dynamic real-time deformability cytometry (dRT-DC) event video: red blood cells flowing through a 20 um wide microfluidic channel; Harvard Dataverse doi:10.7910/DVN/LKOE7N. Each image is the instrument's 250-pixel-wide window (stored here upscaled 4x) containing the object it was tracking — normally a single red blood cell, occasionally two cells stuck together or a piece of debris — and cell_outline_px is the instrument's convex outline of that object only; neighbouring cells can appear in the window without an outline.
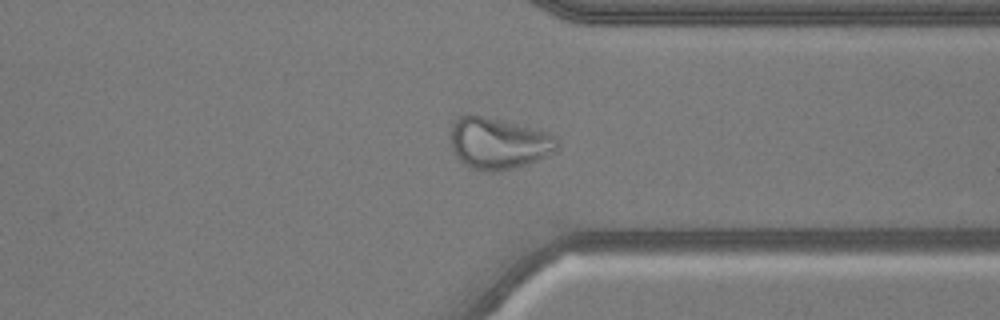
{"species": "common noctule bat (a hibernating species)", "species_latin": "Nyctalus noctula", "temperature_condition": "warm", "stored_images_in_passage": 48, "camera_frame_rate_fps": 3000, "um_per_image_px": 0.085, "animal": {"sex": "male", "body_mass_g": 20.5, "forearm_length_mm": 52.5}, "frame": {"image": 1, "passage_image": 36, "time_ms": 11.667, "image_size_px": [1000, 320], "cell_outline_px": [[560, 140], [556, 152], [536, 160], [512, 168], [496, 172], [488, 172], [472, 168], [464, 164], [456, 156], [448, 144], [448, 132], [456, 116], [468, 112], [548, 132], [556, 136]], "centroid_in_image_um": [42.29, 12.15], "position_along_channel_um": 369.1, "area_um2": 32.66}}
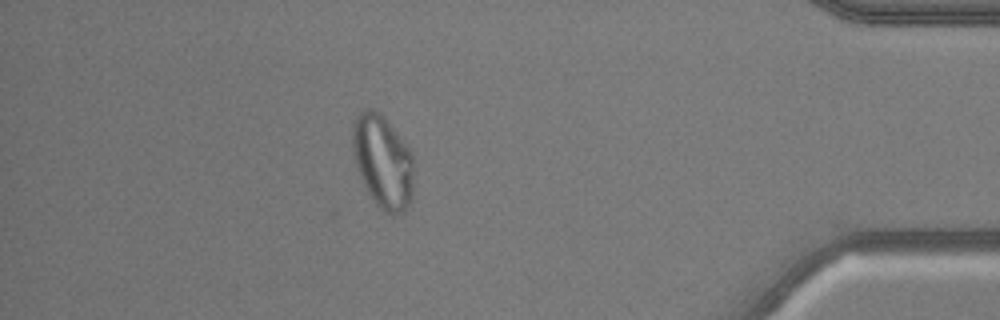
{"frame": {"image": 2, "passage_image": 42, "time_ms": 13.667, "image_size_px": [1000, 320], "cell_outline_px": [[412, 196], [404, 212], [392, 216], [384, 212], [372, 200], [356, 168], [352, 152], [352, 120], [364, 108], [372, 108], [384, 116], [412, 152]], "centroid_in_image_um": [32.5, 13.72], "position_along_channel_um": 402.7, "area_um2": 33.52}}